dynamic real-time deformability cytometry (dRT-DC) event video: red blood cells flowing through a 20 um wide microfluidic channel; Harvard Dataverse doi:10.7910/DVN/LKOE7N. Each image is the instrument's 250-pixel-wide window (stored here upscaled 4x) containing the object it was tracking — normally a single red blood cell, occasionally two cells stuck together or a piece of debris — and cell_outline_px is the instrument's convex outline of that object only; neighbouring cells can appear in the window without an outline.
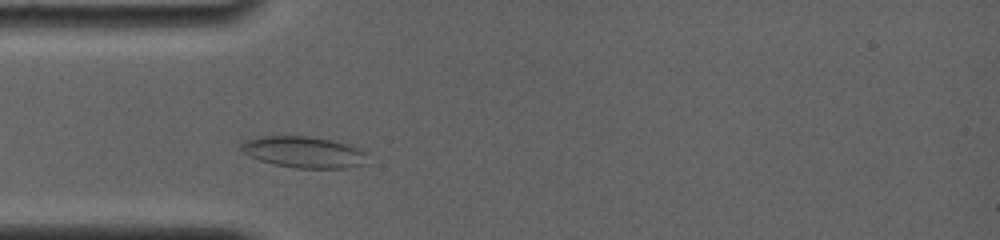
{"species": "common noctule bat (a hibernating species)", "species_latin": "Nyctalus noctula", "temperature_condition": "room temperature", "stored_images_in_passage": 53, "camera_frame_rate_fps": 4000, "um_per_image_px": 0.085, "animal": {"sex": "female", "body_mass_g": 19.0, "forearm_length_mm": 56.7}, "frame": {"image": 1, "passage_image": 8, "time_ms": 1.75, "image_size_px": [1000, 240], "cell_outline_px": [[364, 164], [348, 168], [296, 168], [272, 164], [248, 156], [240, 148], [240, 144], [244, 140], [264, 136], [308, 136], [332, 140], [360, 148], [364, 152]], "centroid_in_image_um": [25.77, 12.93], "position_along_channel_um": 59.2, "area_um2": 22.95}}
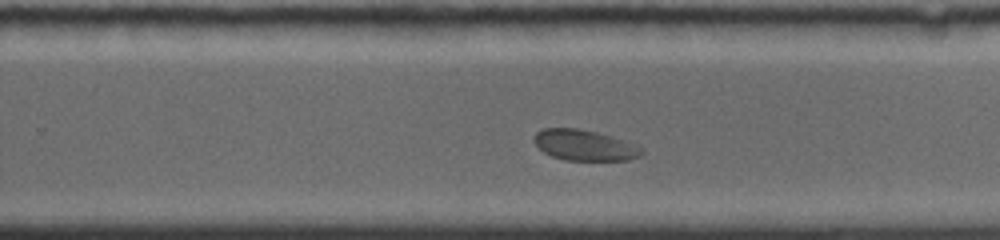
{"frame": {"image": 2, "passage_image": 38, "time_ms": 7.75, "image_size_px": [1000, 240], "cell_outline_px": [[644, 152], [640, 156], [628, 160], [564, 160], [552, 156], [544, 152], [532, 140], [532, 136], [536, 132], [544, 128], [576, 128], [596, 132], [636, 144], [644, 148]], "centroid_in_image_um": [49.68, 12.34], "position_along_channel_um": 280.1, "area_um2": 19.31}}
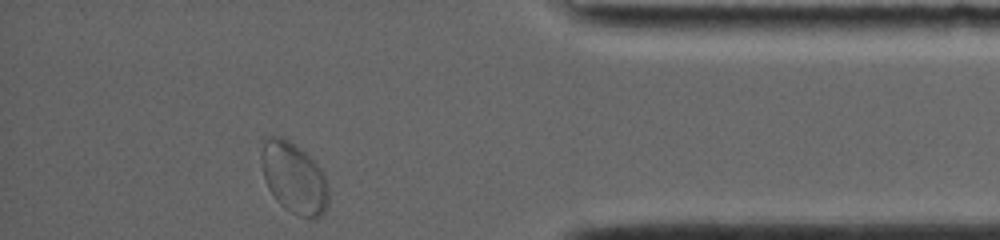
{"frame": {"image": 3, "passage_image": 53, "time_ms": 11.75, "image_size_px": [1000, 240], "cell_outline_px": [[328, 204], [324, 212], [316, 220], [312, 220], [300, 216], [284, 208], [276, 200], [268, 188], [264, 180], [260, 160], [260, 152], [264, 140], [272, 136], [284, 136], [300, 148], [324, 172], [328, 184]], "centroid_in_image_um": [24.98, 15.13], "position_along_channel_um": 410.2, "area_um2": 28.21}}